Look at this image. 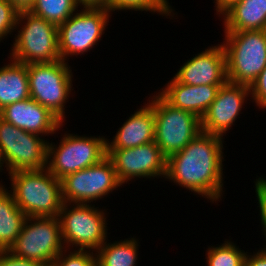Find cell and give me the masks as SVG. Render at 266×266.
Here are the masks:
<instances>
[{
    "label": "cell",
    "mask_w": 266,
    "mask_h": 266,
    "mask_svg": "<svg viewBox=\"0 0 266 266\" xmlns=\"http://www.w3.org/2000/svg\"><path fill=\"white\" fill-rule=\"evenodd\" d=\"M64 249L58 217H26L8 251L17 257L51 266Z\"/></svg>",
    "instance_id": "obj_10"
},
{
    "label": "cell",
    "mask_w": 266,
    "mask_h": 266,
    "mask_svg": "<svg viewBox=\"0 0 266 266\" xmlns=\"http://www.w3.org/2000/svg\"><path fill=\"white\" fill-rule=\"evenodd\" d=\"M251 100L260 110L266 109V67L250 86Z\"/></svg>",
    "instance_id": "obj_28"
},
{
    "label": "cell",
    "mask_w": 266,
    "mask_h": 266,
    "mask_svg": "<svg viewBox=\"0 0 266 266\" xmlns=\"http://www.w3.org/2000/svg\"><path fill=\"white\" fill-rule=\"evenodd\" d=\"M18 11L6 0H0V43L15 32Z\"/></svg>",
    "instance_id": "obj_27"
},
{
    "label": "cell",
    "mask_w": 266,
    "mask_h": 266,
    "mask_svg": "<svg viewBox=\"0 0 266 266\" xmlns=\"http://www.w3.org/2000/svg\"><path fill=\"white\" fill-rule=\"evenodd\" d=\"M15 32L8 58L26 65L61 60L58 26L55 24L30 11H20Z\"/></svg>",
    "instance_id": "obj_3"
},
{
    "label": "cell",
    "mask_w": 266,
    "mask_h": 266,
    "mask_svg": "<svg viewBox=\"0 0 266 266\" xmlns=\"http://www.w3.org/2000/svg\"><path fill=\"white\" fill-rule=\"evenodd\" d=\"M30 98L47 108L62 123L66 122L65 108L72 96L73 72L68 62L27 65ZM73 87V88H72Z\"/></svg>",
    "instance_id": "obj_7"
},
{
    "label": "cell",
    "mask_w": 266,
    "mask_h": 266,
    "mask_svg": "<svg viewBox=\"0 0 266 266\" xmlns=\"http://www.w3.org/2000/svg\"><path fill=\"white\" fill-rule=\"evenodd\" d=\"M51 266H96V254L90 250L64 249Z\"/></svg>",
    "instance_id": "obj_26"
},
{
    "label": "cell",
    "mask_w": 266,
    "mask_h": 266,
    "mask_svg": "<svg viewBox=\"0 0 266 266\" xmlns=\"http://www.w3.org/2000/svg\"><path fill=\"white\" fill-rule=\"evenodd\" d=\"M155 93L149 97L155 119L154 141L168 158L181 151L202 132L201 119L190 111L174 108Z\"/></svg>",
    "instance_id": "obj_9"
},
{
    "label": "cell",
    "mask_w": 266,
    "mask_h": 266,
    "mask_svg": "<svg viewBox=\"0 0 266 266\" xmlns=\"http://www.w3.org/2000/svg\"><path fill=\"white\" fill-rule=\"evenodd\" d=\"M251 100L250 87L227 81L217 92L205 115L201 118V130L225 139L227 131L240 118L244 105Z\"/></svg>",
    "instance_id": "obj_14"
},
{
    "label": "cell",
    "mask_w": 266,
    "mask_h": 266,
    "mask_svg": "<svg viewBox=\"0 0 266 266\" xmlns=\"http://www.w3.org/2000/svg\"><path fill=\"white\" fill-rule=\"evenodd\" d=\"M11 4L18 12L29 11L33 6L35 0H6Z\"/></svg>",
    "instance_id": "obj_33"
},
{
    "label": "cell",
    "mask_w": 266,
    "mask_h": 266,
    "mask_svg": "<svg viewBox=\"0 0 266 266\" xmlns=\"http://www.w3.org/2000/svg\"><path fill=\"white\" fill-rule=\"evenodd\" d=\"M4 184V185H3ZM0 181V251L9 250L21 232L26 219L25 213L17 206L12 193Z\"/></svg>",
    "instance_id": "obj_21"
},
{
    "label": "cell",
    "mask_w": 266,
    "mask_h": 266,
    "mask_svg": "<svg viewBox=\"0 0 266 266\" xmlns=\"http://www.w3.org/2000/svg\"><path fill=\"white\" fill-rule=\"evenodd\" d=\"M10 192L27 217H57L63 205L62 182L47 168L9 173Z\"/></svg>",
    "instance_id": "obj_2"
},
{
    "label": "cell",
    "mask_w": 266,
    "mask_h": 266,
    "mask_svg": "<svg viewBox=\"0 0 266 266\" xmlns=\"http://www.w3.org/2000/svg\"><path fill=\"white\" fill-rule=\"evenodd\" d=\"M259 178L266 184V176L265 177L261 176Z\"/></svg>",
    "instance_id": "obj_36"
},
{
    "label": "cell",
    "mask_w": 266,
    "mask_h": 266,
    "mask_svg": "<svg viewBox=\"0 0 266 266\" xmlns=\"http://www.w3.org/2000/svg\"><path fill=\"white\" fill-rule=\"evenodd\" d=\"M80 6L75 0H35L30 12L59 26L70 18Z\"/></svg>",
    "instance_id": "obj_23"
},
{
    "label": "cell",
    "mask_w": 266,
    "mask_h": 266,
    "mask_svg": "<svg viewBox=\"0 0 266 266\" xmlns=\"http://www.w3.org/2000/svg\"><path fill=\"white\" fill-rule=\"evenodd\" d=\"M61 182L64 203L93 204L123 186L107 156L97 164L67 175Z\"/></svg>",
    "instance_id": "obj_12"
},
{
    "label": "cell",
    "mask_w": 266,
    "mask_h": 266,
    "mask_svg": "<svg viewBox=\"0 0 266 266\" xmlns=\"http://www.w3.org/2000/svg\"><path fill=\"white\" fill-rule=\"evenodd\" d=\"M63 134L57 144L49 140L47 155V170L60 181L107 156L106 136H83L67 131Z\"/></svg>",
    "instance_id": "obj_6"
},
{
    "label": "cell",
    "mask_w": 266,
    "mask_h": 266,
    "mask_svg": "<svg viewBox=\"0 0 266 266\" xmlns=\"http://www.w3.org/2000/svg\"><path fill=\"white\" fill-rule=\"evenodd\" d=\"M80 7H108V0H75Z\"/></svg>",
    "instance_id": "obj_34"
},
{
    "label": "cell",
    "mask_w": 266,
    "mask_h": 266,
    "mask_svg": "<svg viewBox=\"0 0 266 266\" xmlns=\"http://www.w3.org/2000/svg\"><path fill=\"white\" fill-rule=\"evenodd\" d=\"M3 167H4V160H3L2 154L0 152V173L2 171H6L5 169H3Z\"/></svg>",
    "instance_id": "obj_35"
},
{
    "label": "cell",
    "mask_w": 266,
    "mask_h": 266,
    "mask_svg": "<svg viewBox=\"0 0 266 266\" xmlns=\"http://www.w3.org/2000/svg\"><path fill=\"white\" fill-rule=\"evenodd\" d=\"M254 183L255 193L257 197L256 201H258L257 207L259 208V220L261 222V230L263 231L262 235H264L266 241V184L259 177H256ZM261 249L266 251V245L264 244V247H261Z\"/></svg>",
    "instance_id": "obj_29"
},
{
    "label": "cell",
    "mask_w": 266,
    "mask_h": 266,
    "mask_svg": "<svg viewBox=\"0 0 266 266\" xmlns=\"http://www.w3.org/2000/svg\"><path fill=\"white\" fill-rule=\"evenodd\" d=\"M107 157L113 164L122 185L134 179H165L167 158L155 141L126 149H107Z\"/></svg>",
    "instance_id": "obj_13"
},
{
    "label": "cell",
    "mask_w": 266,
    "mask_h": 266,
    "mask_svg": "<svg viewBox=\"0 0 266 266\" xmlns=\"http://www.w3.org/2000/svg\"><path fill=\"white\" fill-rule=\"evenodd\" d=\"M226 240L218 246L210 245L207 248V266H245L246 252L233 241Z\"/></svg>",
    "instance_id": "obj_25"
},
{
    "label": "cell",
    "mask_w": 266,
    "mask_h": 266,
    "mask_svg": "<svg viewBox=\"0 0 266 266\" xmlns=\"http://www.w3.org/2000/svg\"><path fill=\"white\" fill-rule=\"evenodd\" d=\"M186 85H223L227 79L226 55L222 45L209 46L193 55L173 76Z\"/></svg>",
    "instance_id": "obj_15"
},
{
    "label": "cell",
    "mask_w": 266,
    "mask_h": 266,
    "mask_svg": "<svg viewBox=\"0 0 266 266\" xmlns=\"http://www.w3.org/2000/svg\"><path fill=\"white\" fill-rule=\"evenodd\" d=\"M80 9L58 26L59 52L64 62L97 47L109 25V18H112V13L105 7Z\"/></svg>",
    "instance_id": "obj_8"
},
{
    "label": "cell",
    "mask_w": 266,
    "mask_h": 266,
    "mask_svg": "<svg viewBox=\"0 0 266 266\" xmlns=\"http://www.w3.org/2000/svg\"><path fill=\"white\" fill-rule=\"evenodd\" d=\"M157 93L174 108L190 111L200 119L205 115L222 85H186L174 77Z\"/></svg>",
    "instance_id": "obj_17"
},
{
    "label": "cell",
    "mask_w": 266,
    "mask_h": 266,
    "mask_svg": "<svg viewBox=\"0 0 266 266\" xmlns=\"http://www.w3.org/2000/svg\"><path fill=\"white\" fill-rule=\"evenodd\" d=\"M224 33L221 43L226 55L227 79L250 87L266 67V31Z\"/></svg>",
    "instance_id": "obj_5"
},
{
    "label": "cell",
    "mask_w": 266,
    "mask_h": 266,
    "mask_svg": "<svg viewBox=\"0 0 266 266\" xmlns=\"http://www.w3.org/2000/svg\"><path fill=\"white\" fill-rule=\"evenodd\" d=\"M0 118L17 128L42 137L53 136L63 125L47 108L32 98L7 105L0 110Z\"/></svg>",
    "instance_id": "obj_16"
},
{
    "label": "cell",
    "mask_w": 266,
    "mask_h": 266,
    "mask_svg": "<svg viewBox=\"0 0 266 266\" xmlns=\"http://www.w3.org/2000/svg\"><path fill=\"white\" fill-rule=\"evenodd\" d=\"M155 119L152 100L148 98L141 108L130 114L118 128L112 140L107 139V149H126L154 141Z\"/></svg>",
    "instance_id": "obj_18"
},
{
    "label": "cell",
    "mask_w": 266,
    "mask_h": 266,
    "mask_svg": "<svg viewBox=\"0 0 266 266\" xmlns=\"http://www.w3.org/2000/svg\"><path fill=\"white\" fill-rule=\"evenodd\" d=\"M107 210L95 204L63 203L58 213L65 249L95 252L108 239Z\"/></svg>",
    "instance_id": "obj_4"
},
{
    "label": "cell",
    "mask_w": 266,
    "mask_h": 266,
    "mask_svg": "<svg viewBox=\"0 0 266 266\" xmlns=\"http://www.w3.org/2000/svg\"><path fill=\"white\" fill-rule=\"evenodd\" d=\"M8 59L9 62L0 67V110L30 98L27 65Z\"/></svg>",
    "instance_id": "obj_20"
},
{
    "label": "cell",
    "mask_w": 266,
    "mask_h": 266,
    "mask_svg": "<svg viewBox=\"0 0 266 266\" xmlns=\"http://www.w3.org/2000/svg\"><path fill=\"white\" fill-rule=\"evenodd\" d=\"M224 142L222 137L199 133L181 151L167 158L165 180L211 203L222 201L225 191Z\"/></svg>",
    "instance_id": "obj_1"
},
{
    "label": "cell",
    "mask_w": 266,
    "mask_h": 266,
    "mask_svg": "<svg viewBox=\"0 0 266 266\" xmlns=\"http://www.w3.org/2000/svg\"><path fill=\"white\" fill-rule=\"evenodd\" d=\"M245 266H266V251L262 249H255L253 254L246 251Z\"/></svg>",
    "instance_id": "obj_31"
},
{
    "label": "cell",
    "mask_w": 266,
    "mask_h": 266,
    "mask_svg": "<svg viewBox=\"0 0 266 266\" xmlns=\"http://www.w3.org/2000/svg\"><path fill=\"white\" fill-rule=\"evenodd\" d=\"M107 9L111 13L117 11H139L150 12L152 15L157 14L162 17L165 16L170 20L174 17H178V13L169 3V0H108ZM128 10V11H127ZM176 15V16H174Z\"/></svg>",
    "instance_id": "obj_24"
},
{
    "label": "cell",
    "mask_w": 266,
    "mask_h": 266,
    "mask_svg": "<svg viewBox=\"0 0 266 266\" xmlns=\"http://www.w3.org/2000/svg\"><path fill=\"white\" fill-rule=\"evenodd\" d=\"M224 32L265 30L266 0H240L220 17Z\"/></svg>",
    "instance_id": "obj_19"
},
{
    "label": "cell",
    "mask_w": 266,
    "mask_h": 266,
    "mask_svg": "<svg viewBox=\"0 0 266 266\" xmlns=\"http://www.w3.org/2000/svg\"><path fill=\"white\" fill-rule=\"evenodd\" d=\"M240 0H214L215 3V14L220 17L229 7H231L234 3L239 2Z\"/></svg>",
    "instance_id": "obj_32"
},
{
    "label": "cell",
    "mask_w": 266,
    "mask_h": 266,
    "mask_svg": "<svg viewBox=\"0 0 266 266\" xmlns=\"http://www.w3.org/2000/svg\"><path fill=\"white\" fill-rule=\"evenodd\" d=\"M96 251V266H138L140 241L136 236L108 242Z\"/></svg>",
    "instance_id": "obj_22"
},
{
    "label": "cell",
    "mask_w": 266,
    "mask_h": 266,
    "mask_svg": "<svg viewBox=\"0 0 266 266\" xmlns=\"http://www.w3.org/2000/svg\"><path fill=\"white\" fill-rule=\"evenodd\" d=\"M0 118V152L6 172L47 168L48 139Z\"/></svg>",
    "instance_id": "obj_11"
},
{
    "label": "cell",
    "mask_w": 266,
    "mask_h": 266,
    "mask_svg": "<svg viewBox=\"0 0 266 266\" xmlns=\"http://www.w3.org/2000/svg\"><path fill=\"white\" fill-rule=\"evenodd\" d=\"M0 266H43L31 259H23L13 255L8 250L0 251Z\"/></svg>",
    "instance_id": "obj_30"
}]
</instances>
